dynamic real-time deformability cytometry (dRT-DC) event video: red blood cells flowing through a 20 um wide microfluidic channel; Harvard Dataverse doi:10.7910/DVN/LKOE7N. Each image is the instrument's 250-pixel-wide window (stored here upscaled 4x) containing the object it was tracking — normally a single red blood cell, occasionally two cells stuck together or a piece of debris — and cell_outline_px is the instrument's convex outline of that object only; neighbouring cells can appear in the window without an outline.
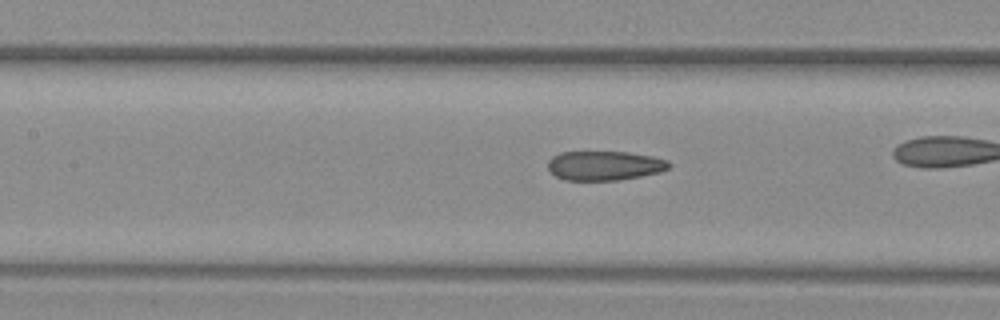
{"species": "common noctule bat (a hibernating species)", "species_latin": "Nyctalus noctula", "temperature_condition": "warm", "stored_images_in_passage": 41, "camera_frame_rate_fps": 3000, "um_per_image_px": 0.085, "animal": {"sex": "female", "body_mass_g": 29.2, "forearm_length_mm": 56.3}, "frame": {"image": 1, "passage_image": 24, "time_ms": 7.667, "image_size_px": [1000, 320], "cell_outline_px": [[672, 164], [668, 168], [660, 172], [620, 180], [564, 180], [556, 176], [548, 168], [548, 160], [552, 156], [560, 152], [628, 152], [652, 156], [668, 160]], "centroid_in_image_um": [51.39, 14.07], "position_along_channel_um": 156.0, "area_um2": 20.75}}
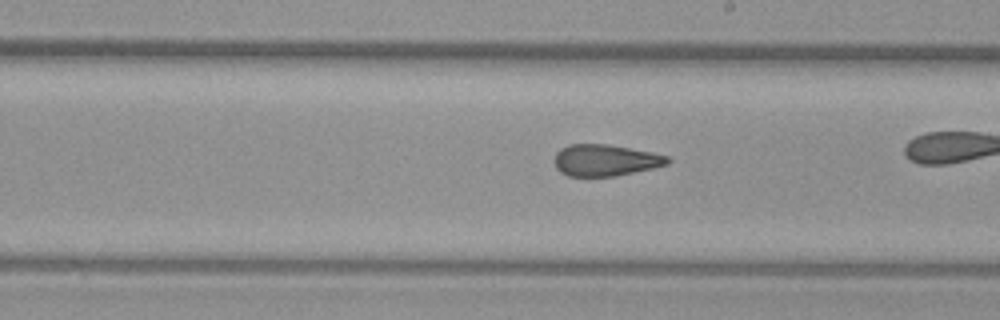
{"frame": {"image": 2, "passage_image": 30, "time_ms": 9.667, "image_size_px": [1000, 320], "cell_outline_px": [[672, 160], [668, 164], [652, 168], [616, 176], [568, 176], [560, 172], [556, 168], [552, 160], [556, 152], [560, 148], [568, 144], [608, 144], [652, 152], [668, 156]], "centroid_in_image_um": [51.41, 13.61], "position_along_channel_um": 237.6, "area_um2": 21.04}}